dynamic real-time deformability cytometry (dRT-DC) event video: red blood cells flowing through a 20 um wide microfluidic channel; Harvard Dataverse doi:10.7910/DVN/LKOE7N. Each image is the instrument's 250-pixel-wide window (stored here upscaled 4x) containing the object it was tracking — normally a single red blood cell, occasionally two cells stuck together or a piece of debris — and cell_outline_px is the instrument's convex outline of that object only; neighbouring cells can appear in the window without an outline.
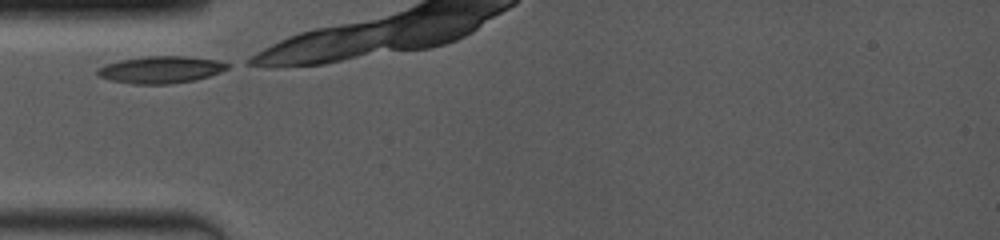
{"species": "common noctule bat (a hibernating species)", "species_latin": "Nyctalus noctula", "temperature_condition": "room temperature", "stored_images_in_passage": 22, "camera_frame_rate_fps": 4000, "um_per_image_px": 0.085, "animal": {"sex": "female", "body_mass_g": 19.0, "forearm_length_mm": 53.3}, "frame": {"image": 1, "passage_image": 1, "time_ms": 0.0, "image_size_px": [1000, 240], "cell_outline_px": [[236, 64], [220, 72], [208, 76], [192, 80], [168, 84], [132, 84], [108, 80], [96, 76], [96, 68], [120, 60], [144, 56], [188, 56], [220, 60]], "centroid_in_image_um": [13.68, 5.91], "position_along_channel_um": 71.3, "area_um2": 20.81}}